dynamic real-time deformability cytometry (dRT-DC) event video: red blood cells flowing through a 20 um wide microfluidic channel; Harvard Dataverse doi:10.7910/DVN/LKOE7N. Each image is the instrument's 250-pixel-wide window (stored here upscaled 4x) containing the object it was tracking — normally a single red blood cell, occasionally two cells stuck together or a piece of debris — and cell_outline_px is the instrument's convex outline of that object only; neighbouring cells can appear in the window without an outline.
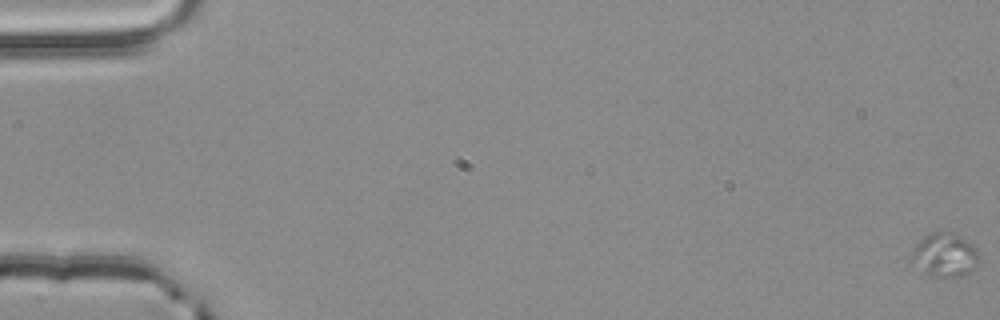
{"species": "common noctule bat (a hibernating species)", "species_latin": "Nyctalus noctula", "temperature_condition": "room temperature", "stored_images_in_passage": 57, "camera_frame_rate_fps": 3000, "um_per_image_px": 0.085, "animal": {"sex": "male", "body_mass_g": 20.4}, "frame": {"image": 1, "passage_image": 1, "time_ms": 0.0, "image_size_px": [1000, 320], "cell_outline_px": [[980, 260], [968, 272], [960, 276], [936, 276], [928, 272], [912, 260], [908, 256], [912, 248], [920, 240], [932, 232], [952, 232], [960, 236], [972, 244], [980, 252]], "centroid_in_image_um": [80.33, 21.63], "position_along_channel_um": 4.7, "area_um2": 16.76}}